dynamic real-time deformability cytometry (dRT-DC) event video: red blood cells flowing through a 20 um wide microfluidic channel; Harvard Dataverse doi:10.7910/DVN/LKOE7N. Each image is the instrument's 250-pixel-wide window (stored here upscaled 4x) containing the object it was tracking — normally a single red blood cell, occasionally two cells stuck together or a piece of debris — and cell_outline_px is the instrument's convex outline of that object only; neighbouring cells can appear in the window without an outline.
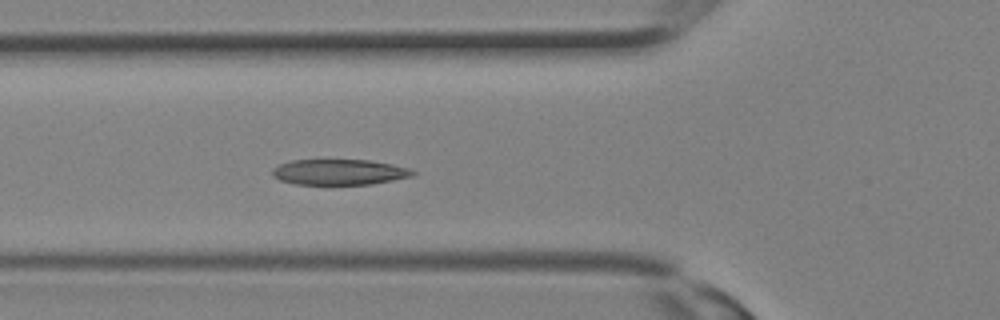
{"species": "Egyptian fruit bat (a non-hibernating species)", "species_latin": "Rousettus aegyptiacus", "temperature_condition": "room temperature", "stored_images_in_passage": 14, "camera_frame_rate_fps": 3000, "um_per_image_px": 0.085, "animal": {"sex": "female"}, "frame": {"image": 1, "passage_image": 12, "time_ms": 3.667, "image_size_px": [1000, 320], "cell_outline_px": [[416, 176], [372, 184], [296, 184], [280, 180], [272, 176], [272, 168], [288, 160], [324, 156], [368, 160], [392, 164], [408, 168], [416, 172]], "centroid_in_image_um": [28.79, 14.56], "position_along_channel_um": 97.0, "area_um2": 22.2}}
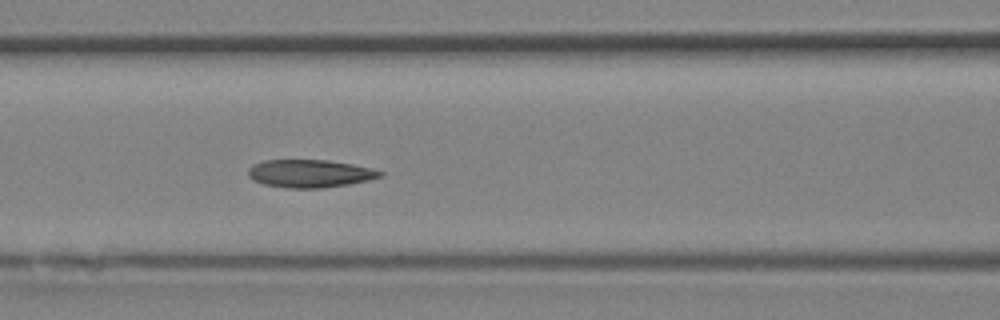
{"frame": {"image": 2, "passage_image": 14, "time_ms": 4.333, "image_size_px": [1000, 320], "cell_outline_px": [[384, 176], [368, 180], [348, 184], [324, 188], [288, 188], [264, 184], [252, 180], [248, 176], [248, 168], [252, 164], [264, 160], [328, 160], [352, 164], [372, 168], [384, 172]], "centroid_in_image_um": [26.33, 14.75], "position_along_channel_um": 140.3, "area_um2": 21.56}}